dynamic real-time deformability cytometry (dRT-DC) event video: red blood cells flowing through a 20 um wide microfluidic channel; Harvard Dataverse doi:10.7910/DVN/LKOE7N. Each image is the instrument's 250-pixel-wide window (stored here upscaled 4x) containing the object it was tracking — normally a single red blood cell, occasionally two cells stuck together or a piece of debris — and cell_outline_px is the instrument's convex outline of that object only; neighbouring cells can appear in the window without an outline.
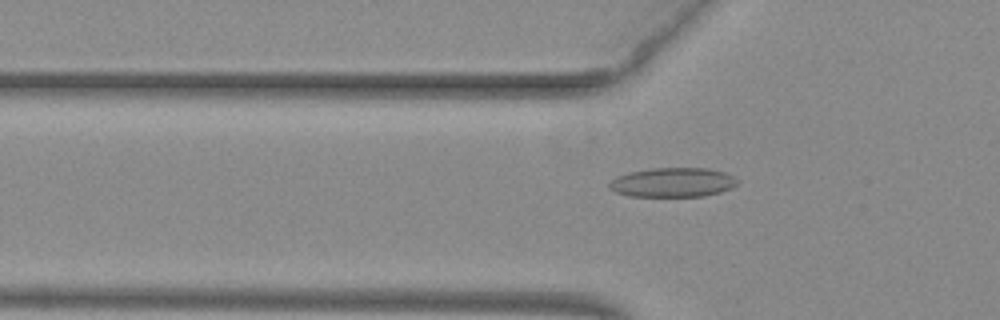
{"species": "common noctule bat (a hibernating species)", "species_latin": "Nyctalus noctula", "temperature_condition": "warm", "stored_images_in_passage": 52, "camera_frame_rate_fps": 3000, "um_per_image_px": 0.085, "animal": {"sex": "female", "body_mass_g": 29.2, "forearm_length_mm": 56.3}, "frame": {"image": 1, "passage_image": 18, "time_ms": 5.667, "image_size_px": [1000, 320], "cell_outline_px": [[736, 184], [732, 188], [720, 192], [704, 196], [628, 196], [616, 192], [608, 184], [616, 176], [632, 172], [652, 168], [708, 168], [724, 172], [732, 176], [736, 180]], "centroid_in_image_um": [57.19, 15.5], "position_along_channel_um": 68.6, "area_um2": 21.68}}
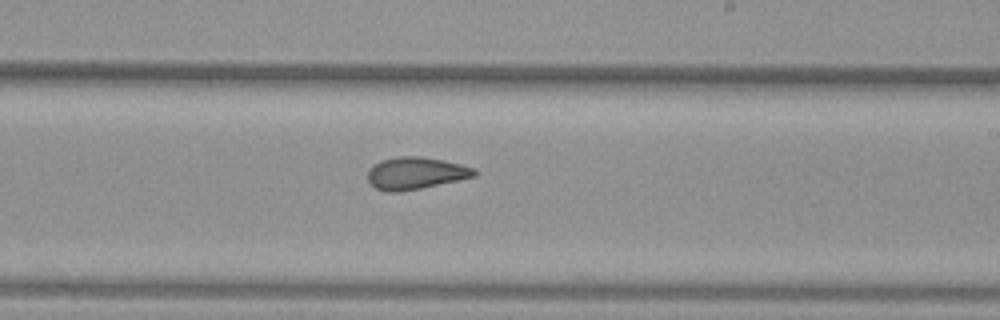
{"frame": {"image": 2, "passage_image": 32, "time_ms": 10.333, "image_size_px": [1000, 320], "cell_outline_px": [[476, 176], [420, 188], [400, 192], [388, 192], [376, 188], [368, 180], [368, 172], [372, 164], [380, 160], [400, 156], [420, 156], [444, 160], [460, 164], [472, 168], [476, 172]], "centroid_in_image_um": [35.29, 14.71], "position_along_channel_um": 253.7, "area_um2": 19.83}}
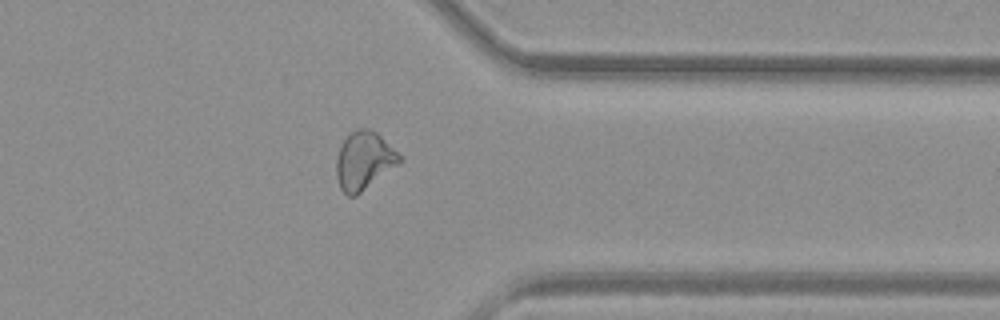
{"frame": {"image": 3, "passage_image": 42, "time_ms": 13.667, "image_size_px": [1000, 320], "cell_outline_px": [[400, 164], [356, 196], [348, 196], [340, 188], [336, 176], [336, 160], [340, 148], [344, 140], [356, 128], [368, 128], [376, 132], [400, 156]], "centroid_in_image_um": [30.92, 13.68], "position_along_channel_um": 380.5, "area_um2": 21.1}, "authors_computed_cell_mechanics": {"area_um2": 21.0103, "velocity_mm_per_s": 3.9722, "shape_relaxation_time_tau1_ms": null, "shape_relaxation_time_tau2_ms": 1.7135, "deformation_change_tau1": null, "deformation_change_tau2": 0.0845}}